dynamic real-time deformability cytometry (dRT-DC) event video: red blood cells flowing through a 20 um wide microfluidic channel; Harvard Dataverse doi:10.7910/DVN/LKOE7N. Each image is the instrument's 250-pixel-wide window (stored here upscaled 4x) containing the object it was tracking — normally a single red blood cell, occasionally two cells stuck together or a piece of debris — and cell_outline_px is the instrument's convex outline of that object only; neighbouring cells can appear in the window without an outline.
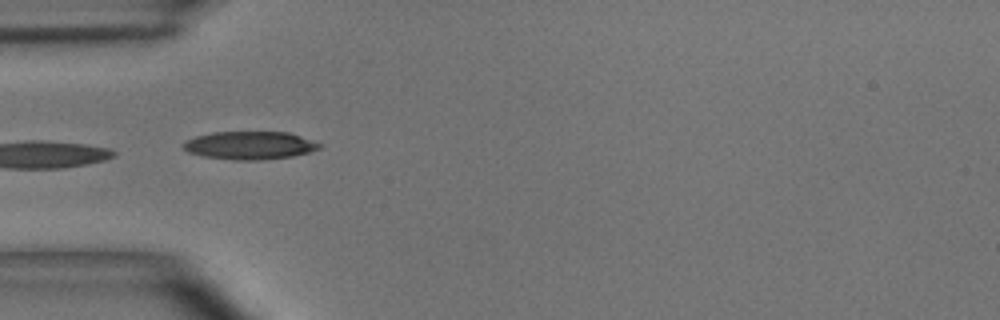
{"species": "common noctule bat (a hibernating species)", "species_latin": "Nyctalus noctula", "temperature_condition": "room temperature", "stored_images_in_passage": 6, "camera_frame_rate_fps": 3000, "um_per_image_px": 0.085, "animal": {"sex": "male", "body_mass_g": 15.6}, "frame": {"image": 1, "passage_image": 1, "time_ms": 0.0, "image_size_px": [1000, 320], "cell_outline_px": [[324, 144], [320, 148], [308, 152], [292, 156], [260, 160], [236, 160], [204, 156], [188, 152], [184, 148], [184, 144], [188, 140], [196, 136], [212, 132], [288, 132]], "centroid_in_image_um": [21.27, 12.35], "position_along_channel_um": 63.7, "area_um2": 22.02}}